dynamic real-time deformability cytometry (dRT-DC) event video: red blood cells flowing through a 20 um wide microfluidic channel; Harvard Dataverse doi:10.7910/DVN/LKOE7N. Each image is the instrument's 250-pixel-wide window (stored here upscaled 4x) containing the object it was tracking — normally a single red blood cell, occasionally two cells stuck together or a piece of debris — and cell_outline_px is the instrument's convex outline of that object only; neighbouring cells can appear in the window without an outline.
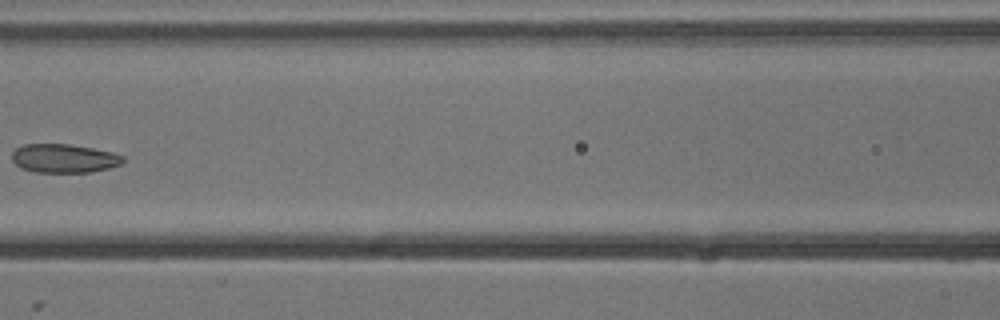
{"species": "common noctule bat (a hibernating species)", "species_latin": "Nyctalus noctula", "temperature_condition": "cold", "stored_images_in_passage": 8, "camera_frame_rate_fps": 3000, "um_per_image_px": 0.085, "animal": {"sex": "male", "body_mass_g": 13.3}, "frame": {"image": 1, "passage_image": 6, "time_ms": 1.667, "image_size_px": [1000, 320], "cell_outline_px": [[124, 160], [120, 164], [108, 168], [92, 172], [36, 172], [20, 168], [12, 160], [12, 152], [16, 148], [24, 144], [72, 144], [112, 152], [124, 156]], "centroid_in_image_um": [5.42, 13.46], "position_along_channel_um": 161.2, "area_um2": 18.61}}
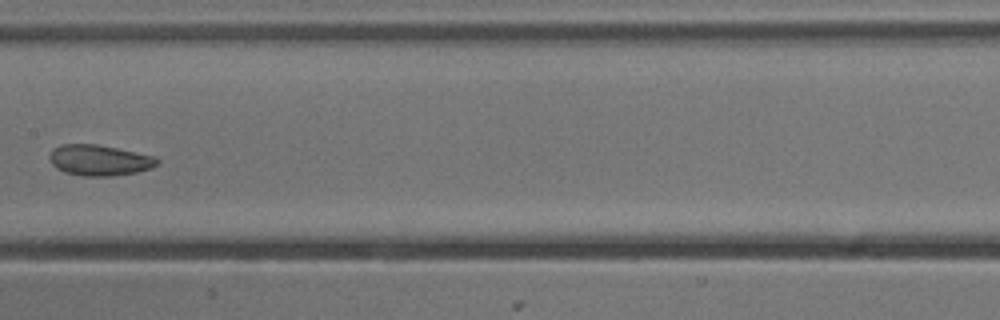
{"frame": {"image": 2, "passage_image": 7, "time_ms": 2.0, "image_size_px": [1000, 320], "cell_outline_px": [[160, 164], [152, 168], [136, 172], [112, 176], [84, 176], [64, 172], [56, 168], [52, 164], [48, 156], [52, 148], [60, 144], [96, 144], [156, 156], [160, 160]], "centroid_in_image_um": [8.45, 13.61], "position_along_channel_um": 198.9, "area_um2": 19.54}}
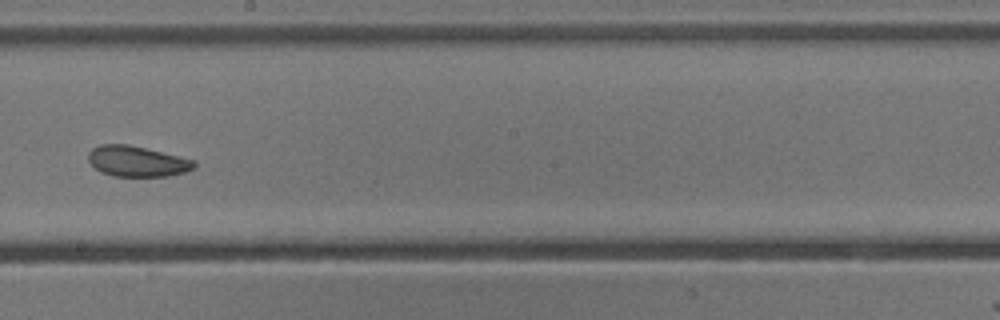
{"frame": {"image": 3, "passage_image": 8, "time_ms": 2.333, "image_size_px": [1000, 320], "cell_outline_px": [[196, 168], [184, 172], [168, 176], [112, 176], [100, 172], [88, 160], [88, 152], [92, 148], [100, 144], [128, 144], [196, 160]], "centroid_in_image_um": [11.65, 13.71], "position_along_channel_um": 236.5, "area_um2": 18.96}}